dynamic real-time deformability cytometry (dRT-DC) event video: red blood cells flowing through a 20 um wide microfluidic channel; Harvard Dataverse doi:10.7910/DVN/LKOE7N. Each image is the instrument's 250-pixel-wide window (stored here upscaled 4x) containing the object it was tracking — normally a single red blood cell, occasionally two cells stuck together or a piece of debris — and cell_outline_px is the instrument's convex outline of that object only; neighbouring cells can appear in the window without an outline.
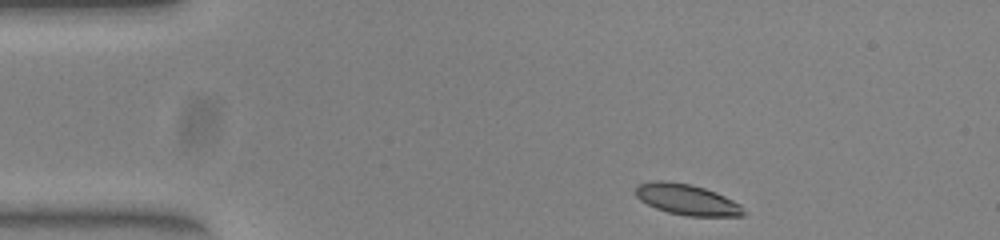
{"species": "common noctule bat (a hibernating species)", "species_latin": "Nyctalus noctula", "temperature_condition": "warm", "stored_images_in_passage": 45, "camera_frame_rate_fps": 3000, "um_per_image_px": 0.085, "animal": {"sex": "female", "body_mass_g": 23.0, "forearm_length_mm": 53.4}, "frame": {"image": 1, "passage_image": 1, "time_ms": 0.0, "image_size_px": [1000, 240], "cell_outline_px": [[744, 216], [688, 216], [668, 212], [656, 208], [640, 200], [636, 196], [636, 188], [640, 184], [656, 180], [660, 180], [692, 184], [716, 192], [740, 204], [744, 212]], "centroid_in_image_um": [58.39, 16.96], "position_along_channel_um": 26.6, "area_um2": 19.19}}
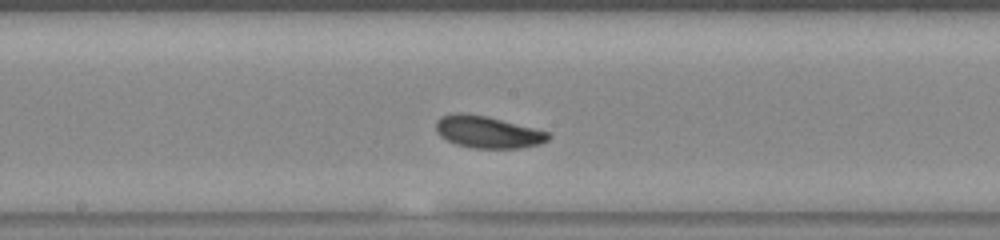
{"frame": {"image": 2, "passage_image": 20, "time_ms": 6.333, "image_size_px": [1000, 240], "cell_outline_px": [[552, 136], [548, 140], [540, 144], [520, 148], [472, 148], [456, 144], [440, 136], [436, 132], [436, 120], [440, 116], [456, 112], [460, 112], [488, 116], [548, 132]], "centroid_in_image_um": [41.43, 11.21], "position_along_channel_um": 206.8, "area_um2": 21.04}}
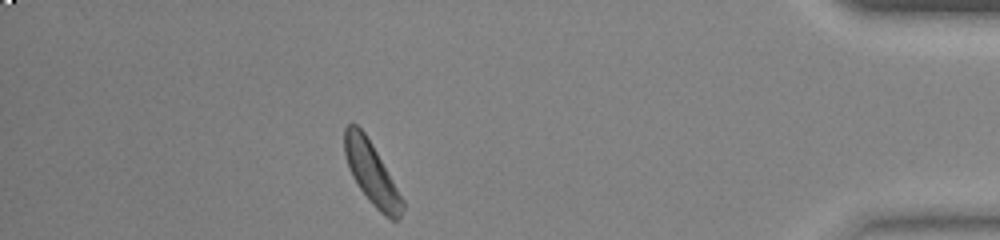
{"frame": {"image": 3, "passage_image": 39, "time_ms": 12.667, "image_size_px": [1000, 240], "cell_outline_px": [[404, 208], [400, 220], [392, 220], [384, 216], [372, 204], [360, 188], [352, 176], [344, 152], [344, 128], [348, 124], [356, 124], [364, 132], [372, 144], [404, 200]], "centroid_in_image_um": [31.6, 14.75], "position_along_channel_um": 403.6, "area_um2": 20.75}, "authors_computed_cell_mechanics": {"area_um2": 20.5768, "velocity_mm_per_s": 3.8823, "shape_relaxation_time_tau1_ms": 2.3005, "shape_relaxation_time_tau2_ms": 6.2251, "deformation_change_tau1": 0.0817, "deformation_change_tau2": 0.1555}}